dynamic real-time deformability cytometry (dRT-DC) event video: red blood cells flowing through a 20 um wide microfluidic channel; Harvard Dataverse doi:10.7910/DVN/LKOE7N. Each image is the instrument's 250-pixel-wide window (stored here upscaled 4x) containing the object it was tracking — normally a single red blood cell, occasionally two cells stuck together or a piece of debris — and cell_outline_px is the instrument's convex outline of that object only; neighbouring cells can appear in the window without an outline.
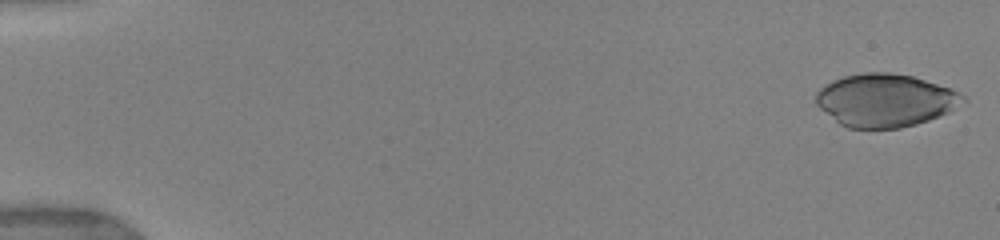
{"species": "human", "species_latin": "Homo sapiens", "temperature_condition": "warm", "stored_images_in_passage": 24, "camera_frame_rate_fps": 3000, "um_per_image_px": 0.085, "donor": {"sex": "female"}, "frame": {"image": 1, "passage_image": 1, "time_ms": 0.0, "image_size_px": [1000, 240], "cell_outline_px": [[968, 100], [948, 112], [928, 120], [916, 124], [900, 128], [848, 128], [840, 124], [820, 108], [816, 104], [816, 92], [824, 84], [832, 80], [844, 76], [864, 72], [888, 72], [912, 76], [952, 88], [960, 92]], "centroid_in_image_um": [75.25, 8.51], "position_along_channel_um": 9.8, "area_um2": 45.37}}
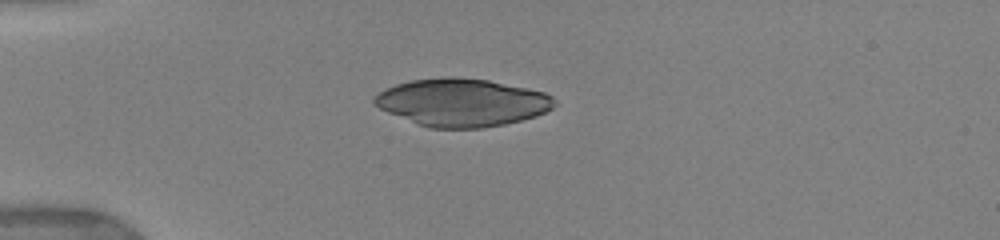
{"frame": {"image": 2, "passage_image": 14, "time_ms": 4.333, "image_size_px": [1000, 240], "cell_outline_px": [[556, 104], [552, 108], [536, 116], [504, 124], [480, 128], [428, 128], [416, 124], [388, 112], [372, 104], [372, 100], [380, 92], [396, 84], [412, 80], [444, 76], [452, 76], [488, 80], [544, 92], [552, 96], [556, 100]], "centroid_in_image_um": [39.26, 8.71], "position_along_channel_um": 45.7, "area_um2": 50.0}}
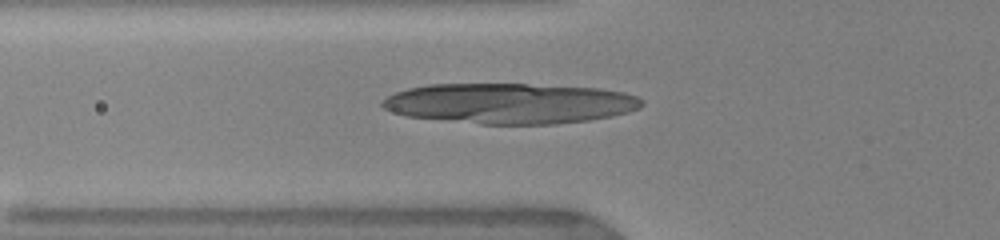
{"frame": {"image": 3, "passage_image": 20, "time_ms": 6.0, "image_size_px": [1000, 240], "cell_outline_px": [[644, 104], [640, 108], [628, 112], [612, 116], [588, 120], [556, 124], [480, 124], [408, 116], [384, 108], [380, 104], [380, 100], [396, 92], [408, 88], [428, 84], [524, 84], [600, 88], [624, 92], [636, 96]], "centroid_in_image_um": [43.35, 8.78], "position_along_channel_um": 82.5, "area_um2": 61.09}}